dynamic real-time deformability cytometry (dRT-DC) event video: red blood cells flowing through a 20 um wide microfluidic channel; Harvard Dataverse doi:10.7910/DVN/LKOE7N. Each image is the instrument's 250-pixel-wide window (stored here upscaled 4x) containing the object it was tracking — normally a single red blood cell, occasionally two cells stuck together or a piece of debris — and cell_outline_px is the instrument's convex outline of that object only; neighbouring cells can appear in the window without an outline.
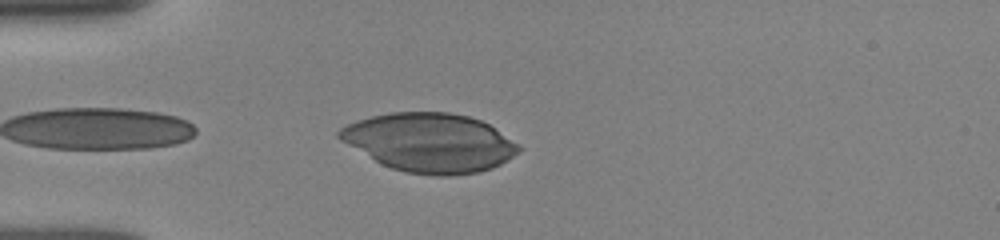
{"species": "human", "species_latin": "Homo sapiens", "temperature_condition": "room temperature", "stored_images_in_passage": 18, "camera_frame_rate_fps": 3000, "um_per_image_px": 0.085, "donor": {"sex": "female"}, "frame": {"image": 1, "passage_image": 11, "time_ms": 4.333, "image_size_px": [1000, 240], "cell_outline_px": [[524, 148], [520, 152], [500, 164], [492, 168], [476, 172], [448, 176], [436, 176], [404, 172], [380, 164], [340, 140], [336, 136], [336, 132], [340, 128], [356, 120], [388, 112], [448, 112], [468, 116], [480, 120], [488, 124], [520, 144]], "centroid_in_image_um": [36.52, 12.12], "position_along_channel_um": 48.5, "area_um2": 61.73}}
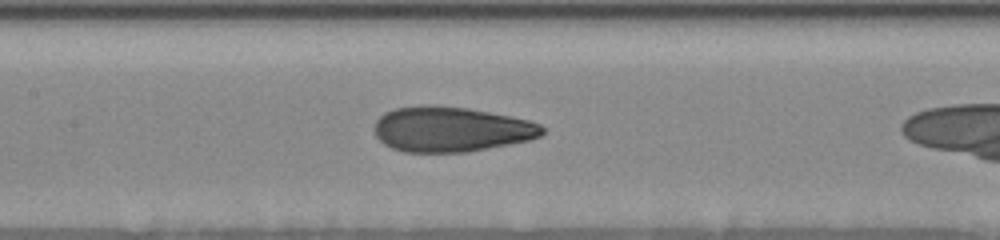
{"frame": {"image": 2, "passage_image": 17, "time_ms": 6.667, "image_size_px": [1000, 240], "cell_outline_px": [[544, 132], [540, 136], [532, 140], [468, 152], [404, 152], [392, 148], [384, 144], [376, 136], [376, 120], [384, 112], [396, 108], [420, 104], [428, 104], [468, 108], [528, 120], [540, 124], [544, 128]], "centroid_in_image_um": [38.34, 10.99], "position_along_channel_um": 169.1, "area_um2": 44.27}}